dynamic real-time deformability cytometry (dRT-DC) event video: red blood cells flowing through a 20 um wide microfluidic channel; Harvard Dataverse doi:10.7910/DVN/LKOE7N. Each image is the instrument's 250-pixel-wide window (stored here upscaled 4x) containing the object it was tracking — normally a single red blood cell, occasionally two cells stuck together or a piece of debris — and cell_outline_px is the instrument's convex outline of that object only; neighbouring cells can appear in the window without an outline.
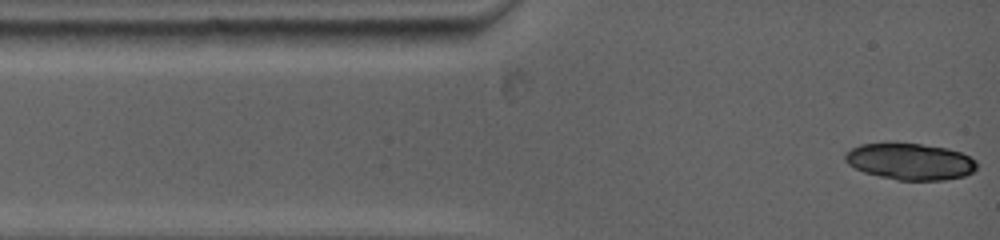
{"species": "common noctule bat (a hibernating species)", "species_latin": "Nyctalus noctula", "temperature_condition": "warm", "stored_images_in_passage": 6, "camera_frame_rate_fps": 5000, "um_per_image_px": 0.085, "animal": {"sex": "female", "body_mass_g": 19.0, "forearm_length_mm": 53.3}, "frame": {"image": 1, "passage_image": 1, "time_ms": 0.0, "image_size_px": [1000, 240], "cell_outline_px": [[976, 168], [972, 172], [964, 176], [944, 180], [896, 180], [864, 172], [848, 164], [844, 160], [844, 152], [860, 144], [888, 140], [920, 144], [948, 148], [960, 152], [976, 160]], "centroid_in_image_um": [77.3, 13.69], "position_along_channel_um": 7.7, "area_um2": 28.67}}